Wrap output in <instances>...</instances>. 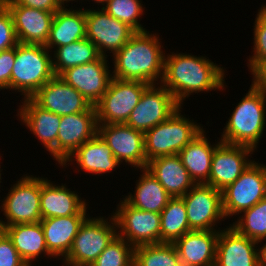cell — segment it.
<instances>
[{
    "mask_svg": "<svg viewBox=\"0 0 266 266\" xmlns=\"http://www.w3.org/2000/svg\"><path fill=\"white\" fill-rule=\"evenodd\" d=\"M149 84L112 78L107 91L95 105L98 125L126 123Z\"/></svg>",
    "mask_w": 266,
    "mask_h": 266,
    "instance_id": "cell-9",
    "label": "cell"
},
{
    "mask_svg": "<svg viewBox=\"0 0 266 266\" xmlns=\"http://www.w3.org/2000/svg\"><path fill=\"white\" fill-rule=\"evenodd\" d=\"M180 106L165 122L144 133L147 162L161 156L178 154L203 130L202 124L182 114ZM199 124V125H198Z\"/></svg>",
    "mask_w": 266,
    "mask_h": 266,
    "instance_id": "cell-5",
    "label": "cell"
},
{
    "mask_svg": "<svg viewBox=\"0 0 266 266\" xmlns=\"http://www.w3.org/2000/svg\"><path fill=\"white\" fill-rule=\"evenodd\" d=\"M258 242L233 227L219 230L214 266H259Z\"/></svg>",
    "mask_w": 266,
    "mask_h": 266,
    "instance_id": "cell-20",
    "label": "cell"
},
{
    "mask_svg": "<svg viewBox=\"0 0 266 266\" xmlns=\"http://www.w3.org/2000/svg\"><path fill=\"white\" fill-rule=\"evenodd\" d=\"M16 58V46L0 51V91H10L11 72Z\"/></svg>",
    "mask_w": 266,
    "mask_h": 266,
    "instance_id": "cell-40",
    "label": "cell"
},
{
    "mask_svg": "<svg viewBox=\"0 0 266 266\" xmlns=\"http://www.w3.org/2000/svg\"><path fill=\"white\" fill-rule=\"evenodd\" d=\"M10 11L18 43L45 45L55 13L18 5L3 3Z\"/></svg>",
    "mask_w": 266,
    "mask_h": 266,
    "instance_id": "cell-19",
    "label": "cell"
},
{
    "mask_svg": "<svg viewBox=\"0 0 266 266\" xmlns=\"http://www.w3.org/2000/svg\"><path fill=\"white\" fill-rule=\"evenodd\" d=\"M221 192L225 218L239 216L266 197V165L253 161L234 183Z\"/></svg>",
    "mask_w": 266,
    "mask_h": 266,
    "instance_id": "cell-8",
    "label": "cell"
},
{
    "mask_svg": "<svg viewBox=\"0 0 266 266\" xmlns=\"http://www.w3.org/2000/svg\"><path fill=\"white\" fill-rule=\"evenodd\" d=\"M255 151L247 146L221 142L215 147L209 180L205 183L222 191L234 183L242 172L254 161ZM249 157V158H248Z\"/></svg>",
    "mask_w": 266,
    "mask_h": 266,
    "instance_id": "cell-17",
    "label": "cell"
},
{
    "mask_svg": "<svg viewBox=\"0 0 266 266\" xmlns=\"http://www.w3.org/2000/svg\"><path fill=\"white\" fill-rule=\"evenodd\" d=\"M252 84L266 95V62H262L252 73Z\"/></svg>",
    "mask_w": 266,
    "mask_h": 266,
    "instance_id": "cell-42",
    "label": "cell"
},
{
    "mask_svg": "<svg viewBox=\"0 0 266 266\" xmlns=\"http://www.w3.org/2000/svg\"><path fill=\"white\" fill-rule=\"evenodd\" d=\"M64 5H67V3L69 2L70 3V1H76V0H60ZM76 2H78V0L76 1Z\"/></svg>",
    "mask_w": 266,
    "mask_h": 266,
    "instance_id": "cell-45",
    "label": "cell"
},
{
    "mask_svg": "<svg viewBox=\"0 0 266 266\" xmlns=\"http://www.w3.org/2000/svg\"><path fill=\"white\" fill-rule=\"evenodd\" d=\"M140 171L142 174L136 180V190L133 194L129 192L123 199L137 209L161 213L171 196L146 168H141Z\"/></svg>",
    "mask_w": 266,
    "mask_h": 266,
    "instance_id": "cell-30",
    "label": "cell"
},
{
    "mask_svg": "<svg viewBox=\"0 0 266 266\" xmlns=\"http://www.w3.org/2000/svg\"><path fill=\"white\" fill-rule=\"evenodd\" d=\"M107 62H109L107 57L100 56L93 62L66 69L59 77L81 93L91 105L95 106L107 91L113 78Z\"/></svg>",
    "mask_w": 266,
    "mask_h": 266,
    "instance_id": "cell-16",
    "label": "cell"
},
{
    "mask_svg": "<svg viewBox=\"0 0 266 266\" xmlns=\"http://www.w3.org/2000/svg\"><path fill=\"white\" fill-rule=\"evenodd\" d=\"M98 134L107 143L115 158L137 171L146 168L144 133L122 124L98 125Z\"/></svg>",
    "mask_w": 266,
    "mask_h": 266,
    "instance_id": "cell-15",
    "label": "cell"
},
{
    "mask_svg": "<svg viewBox=\"0 0 266 266\" xmlns=\"http://www.w3.org/2000/svg\"><path fill=\"white\" fill-rule=\"evenodd\" d=\"M74 162L78 165L74 172L76 170L80 172V168L87 174H101L102 176L105 173L109 175L121 165L98 133L81 145L61 166L67 168V165H72Z\"/></svg>",
    "mask_w": 266,
    "mask_h": 266,
    "instance_id": "cell-24",
    "label": "cell"
},
{
    "mask_svg": "<svg viewBox=\"0 0 266 266\" xmlns=\"http://www.w3.org/2000/svg\"><path fill=\"white\" fill-rule=\"evenodd\" d=\"M2 230L28 266H32L35 260L39 261L40 256L54 258L47 249L41 222L11 225Z\"/></svg>",
    "mask_w": 266,
    "mask_h": 266,
    "instance_id": "cell-28",
    "label": "cell"
},
{
    "mask_svg": "<svg viewBox=\"0 0 266 266\" xmlns=\"http://www.w3.org/2000/svg\"><path fill=\"white\" fill-rule=\"evenodd\" d=\"M113 18L128 24L136 32L147 31L140 24V18L145 12L141 0H108L102 7Z\"/></svg>",
    "mask_w": 266,
    "mask_h": 266,
    "instance_id": "cell-35",
    "label": "cell"
},
{
    "mask_svg": "<svg viewBox=\"0 0 266 266\" xmlns=\"http://www.w3.org/2000/svg\"><path fill=\"white\" fill-rule=\"evenodd\" d=\"M150 31L136 32L113 56L112 77L137 80L149 85L160 84L163 77L164 56L162 39ZM162 45V46H161Z\"/></svg>",
    "mask_w": 266,
    "mask_h": 266,
    "instance_id": "cell-2",
    "label": "cell"
},
{
    "mask_svg": "<svg viewBox=\"0 0 266 266\" xmlns=\"http://www.w3.org/2000/svg\"><path fill=\"white\" fill-rule=\"evenodd\" d=\"M54 76L52 53L45 45H16V58L10 81L11 91L20 92L22 99L31 98Z\"/></svg>",
    "mask_w": 266,
    "mask_h": 266,
    "instance_id": "cell-4",
    "label": "cell"
},
{
    "mask_svg": "<svg viewBox=\"0 0 266 266\" xmlns=\"http://www.w3.org/2000/svg\"><path fill=\"white\" fill-rule=\"evenodd\" d=\"M89 215H71L42 219L41 225L49 253L63 260L69 253L81 224ZM62 256V257H61Z\"/></svg>",
    "mask_w": 266,
    "mask_h": 266,
    "instance_id": "cell-26",
    "label": "cell"
},
{
    "mask_svg": "<svg viewBox=\"0 0 266 266\" xmlns=\"http://www.w3.org/2000/svg\"><path fill=\"white\" fill-rule=\"evenodd\" d=\"M21 103L17 108V120L20 119L31 134L40 140L46 151L50 152L57 144L61 116L41 108L31 98L22 99Z\"/></svg>",
    "mask_w": 266,
    "mask_h": 266,
    "instance_id": "cell-23",
    "label": "cell"
},
{
    "mask_svg": "<svg viewBox=\"0 0 266 266\" xmlns=\"http://www.w3.org/2000/svg\"><path fill=\"white\" fill-rule=\"evenodd\" d=\"M17 44L12 15L0 1V51L13 48Z\"/></svg>",
    "mask_w": 266,
    "mask_h": 266,
    "instance_id": "cell-38",
    "label": "cell"
},
{
    "mask_svg": "<svg viewBox=\"0 0 266 266\" xmlns=\"http://www.w3.org/2000/svg\"><path fill=\"white\" fill-rule=\"evenodd\" d=\"M161 243H174L191 231L187 211L181 197L171 198L160 213Z\"/></svg>",
    "mask_w": 266,
    "mask_h": 266,
    "instance_id": "cell-32",
    "label": "cell"
},
{
    "mask_svg": "<svg viewBox=\"0 0 266 266\" xmlns=\"http://www.w3.org/2000/svg\"><path fill=\"white\" fill-rule=\"evenodd\" d=\"M11 185L8 194L1 201L0 210L4 221L0 219V229L4 227L36 223L42 220L40 212L41 177L23 175ZM1 218V217H0ZM6 219V220H5Z\"/></svg>",
    "mask_w": 266,
    "mask_h": 266,
    "instance_id": "cell-7",
    "label": "cell"
},
{
    "mask_svg": "<svg viewBox=\"0 0 266 266\" xmlns=\"http://www.w3.org/2000/svg\"><path fill=\"white\" fill-rule=\"evenodd\" d=\"M97 8H84L86 38L96 46L101 56H113L128 42L136 31L128 24L113 18L102 8ZM108 53H112V55H107Z\"/></svg>",
    "mask_w": 266,
    "mask_h": 266,
    "instance_id": "cell-11",
    "label": "cell"
},
{
    "mask_svg": "<svg viewBox=\"0 0 266 266\" xmlns=\"http://www.w3.org/2000/svg\"><path fill=\"white\" fill-rule=\"evenodd\" d=\"M90 215L81 224L62 266H91L118 235L115 218Z\"/></svg>",
    "mask_w": 266,
    "mask_h": 266,
    "instance_id": "cell-6",
    "label": "cell"
},
{
    "mask_svg": "<svg viewBox=\"0 0 266 266\" xmlns=\"http://www.w3.org/2000/svg\"><path fill=\"white\" fill-rule=\"evenodd\" d=\"M82 1V0H81ZM95 2V4L99 5H104L108 0H92Z\"/></svg>",
    "mask_w": 266,
    "mask_h": 266,
    "instance_id": "cell-44",
    "label": "cell"
},
{
    "mask_svg": "<svg viewBox=\"0 0 266 266\" xmlns=\"http://www.w3.org/2000/svg\"><path fill=\"white\" fill-rule=\"evenodd\" d=\"M31 99L41 108L60 116L87 111L92 105L74 87L54 76Z\"/></svg>",
    "mask_w": 266,
    "mask_h": 266,
    "instance_id": "cell-18",
    "label": "cell"
},
{
    "mask_svg": "<svg viewBox=\"0 0 266 266\" xmlns=\"http://www.w3.org/2000/svg\"><path fill=\"white\" fill-rule=\"evenodd\" d=\"M63 5L52 20L50 34L45 46L52 52L53 49L86 38L85 10L72 9ZM52 49V50H51Z\"/></svg>",
    "mask_w": 266,
    "mask_h": 266,
    "instance_id": "cell-27",
    "label": "cell"
},
{
    "mask_svg": "<svg viewBox=\"0 0 266 266\" xmlns=\"http://www.w3.org/2000/svg\"><path fill=\"white\" fill-rule=\"evenodd\" d=\"M262 241L266 242V240L262 239L258 241V244L260 243V245L258 246L259 266H266V243H263V246H262L261 245Z\"/></svg>",
    "mask_w": 266,
    "mask_h": 266,
    "instance_id": "cell-43",
    "label": "cell"
},
{
    "mask_svg": "<svg viewBox=\"0 0 266 266\" xmlns=\"http://www.w3.org/2000/svg\"><path fill=\"white\" fill-rule=\"evenodd\" d=\"M52 66L55 76L70 67L97 60L101 55L96 46L87 38L55 48L52 52Z\"/></svg>",
    "mask_w": 266,
    "mask_h": 266,
    "instance_id": "cell-31",
    "label": "cell"
},
{
    "mask_svg": "<svg viewBox=\"0 0 266 266\" xmlns=\"http://www.w3.org/2000/svg\"><path fill=\"white\" fill-rule=\"evenodd\" d=\"M171 54V55H170ZM164 56L163 77L160 82L182 106L192 94L223 91L226 88L225 67L211 61L209 57L191 53H171ZM208 58V59H207Z\"/></svg>",
    "mask_w": 266,
    "mask_h": 266,
    "instance_id": "cell-1",
    "label": "cell"
},
{
    "mask_svg": "<svg viewBox=\"0 0 266 266\" xmlns=\"http://www.w3.org/2000/svg\"><path fill=\"white\" fill-rule=\"evenodd\" d=\"M97 133V113L93 105L87 111L61 116L57 144L49 154L60 167L81 145L91 140Z\"/></svg>",
    "mask_w": 266,
    "mask_h": 266,
    "instance_id": "cell-12",
    "label": "cell"
},
{
    "mask_svg": "<svg viewBox=\"0 0 266 266\" xmlns=\"http://www.w3.org/2000/svg\"><path fill=\"white\" fill-rule=\"evenodd\" d=\"M219 231L191 230L175 245L183 266H214Z\"/></svg>",
    "mask_w": 266,
    "mask_h": 266,
    "instance_id": "cell-22",
    "label": "cell"
},
{
    "mask_svg": "<svg viewBox=\"0 0 266 266\" xmlns=\"http://www.w3.org/2000/svg\"><path fill=\"white\" fill-rule=\"evenodd\" d=\"M0 157L2 158L1 155H0ZM0 160H1V159H0ZM0 163H1V162H0ZM1 166H2V165H0V183H1V180H2V177H1V175H2V173H1V171H2ZM0 187H1V185H0Z\"/></svg>",
    "mask_w": 266,
    "mask_h": 266,
    "instance_id": "cell-46",
    "label": "cell"
},
{
    "mask_svg": "<svg viewBox=\"0 0 266 266\" xmlns=\"http://www.w3.org/2000/svg\"><path fill=\"white\" fill-rule=\"evenodd\" d=\"M236 105L218 139L256 151L266 131V95L251 84Z\"/></svg>",
    "mask_w": 266,
    "mask_h": 266,
    "instance_id": "cell-3",
    "label": "cell"
},
{
    "mask_svg": "<svg viewBox=\"0 0 266 266\" xmlns=\"http://www.w3.org/2000/svg\"><path fill=\"white\" fill-rule=\"evenodd\" d=\"M134 247L117 235L91 266H134Z\"/></svg>",
    "mask_w": 266,
    "mask_h": 266,
    "instance_id": "cell-36",
    "label": "cell"
},
{
    "mask_svg": "<svg viewBox=\"0 0 266 266\" xmlns=\"http://www.w3.org/2000/svg\"><path fill=\"white\" fill-rule=\"evenodd\" d=\"M146 169L160 182L171 198L184 196L196 183L178 154L154 158Z\"/></svg>",
    "mask_w": 266,
    "mask_h": 266,
    "instance_id": "cell-25",
    "label": "cell"
},
{
    "mask_svg": "<svg viewBox=\"0 0 266 266\" xmlns=\"http://www.w3.org/2000/svg\"><path fill=\"white\" fill-rule=\"evenodd\" d=\"M134 266H183L173 243L135 247Z\"/></svg>",
    "mask_w": 266,
    "mask_h": 266,
    "instance_id": "cell-33",
    "label": "cell"
},
{
    "mask_svg": "<svg viewBox=\"0 0 266 266\" xmlns=\"http://www.w3.org/2000/svg\"><path fill=\"white\" fill-rule=\"evenodd\" d=\"M158 85H149L144 90L126 125L145 133L165 122L180 107L174 96L164 86Z\"/></svg>",
    "mask_w": 266,
    "mask_h": 266,
    "instance_id": "cell-14",
    "label": "cell"
},
{
    "mask_svg": "<svg viewBox=\"0 0 266 266\" xmlns=\"http://www.w3.org/2000/svg\"><path fill=\"white\" fill-rule=\"evenodd\" d=\"M88 202L66 184H54L41 176L40 212L42 219L87 214Z\"/></svg>",
    "mask_w": 266,
    "mask_h": 266,
    "instance_id": "cell-21",
    "label": "cell"
},
{
    "mask_svg": "<svg viewBox=\"0 0 266 266\" xmlns=\"http://www.w3.org/2000/svg\"><path fill=\"white\" fill-rule=\"evenodd\" d=\"M181 198L186 207L191 230H221V227L217 229V223L226 220L221 191L205 183L195 184Z\"/></svg>",
    "mask_w": 266,
    "mask_h": 266,
    "instance_id": "cell-13",
    "label": "cell"
},
{
    "mask_svg": "<svg viewBox=\"0 0 266 266\" xmlns=\"http://www.w3.org/2000/svg\"><path fill=\"white\" fill-rule=\"evenodd\" d=\"M0 266H28L20 257L11 239L0 229Z\"/></svg>",
    "mask_w": 266,
    "mask_h": 266,
    "instance_id": "cell-39",
    "label": "cell"
},
{
    "mask_svg": "<svg viewBox=\"0 0 266 266\" xmlns=\"http://www.w3.org/2000/svg\"><path fill=\"white\" fill-rule=\"evenodd\" d=\"M2 3H17L21 6L56 13L64 4L60 0H0Z\"/></svg>",
    "mask_w": 266,
    "mask_h": 266,
    "instance_id": "cell-41",
    "label": "cell"
},
{
    "mask_svg": "<svg viewBox=\"0 0 266 266\" xmlns=\"http://www.w3.org/2000/svg\"><path fill=\"white\" fill-rule=\"evenodd\" d=\"M241 214L229 225L249 239L257 242L266 239V197Z\"/></svg>",
    "mask_w": 266,
    "mask_h": 266,
    "instance_id": "cell-34",
    "label": "cell"
},
{
    "mask_svg": "<svg viewBox=\"0 0 266 266\" xmlns=\"http://www.w3.org/2000/svg\"><path fill=\"white\" fill-rule=\"evenodd\" d=\"M113 211L118 235L134 248L142 245L161 243L160 213L137 209L124 199Z\"/></svg>",
    "mask_w": 266,
    "mask_h": 266,
    "instance_id": "cell-10",
    "label": "cell"
},
{
    "mask_svg": "<svg viewBox=\"0 0 266 266\" xmlns=\"http://www.w3.org/2000/svg\"><path fill=\"white\" fill-rule=\"evenodd\" d=\"M253 55L247 58V67L252 73L262 62H266V7H260L254 21Z\"/></svg>",
    "mask_w": 266,
    "mask_h": 266,
    "instance_id": "cell-37",
    "label": "cell"
},
{
    "mask_svg": "<svg viewBox=\"0 0 266 266\" xmlns=\"http://www.w3.org/2000/svg\"><path fill=\"white\" fill-rule=\"evenodd\" d=\"M205 131L203 130L178 153L183 166L196 184L206 183L209 180L212 156L215 147L221 141L219 139L217 143L211 145Z\"/></svg>",
    "mask_w": 266,
    "mask_h": 266,
    "instance_id": "cell-29",
    "label": "cell"
}]
</instances>
